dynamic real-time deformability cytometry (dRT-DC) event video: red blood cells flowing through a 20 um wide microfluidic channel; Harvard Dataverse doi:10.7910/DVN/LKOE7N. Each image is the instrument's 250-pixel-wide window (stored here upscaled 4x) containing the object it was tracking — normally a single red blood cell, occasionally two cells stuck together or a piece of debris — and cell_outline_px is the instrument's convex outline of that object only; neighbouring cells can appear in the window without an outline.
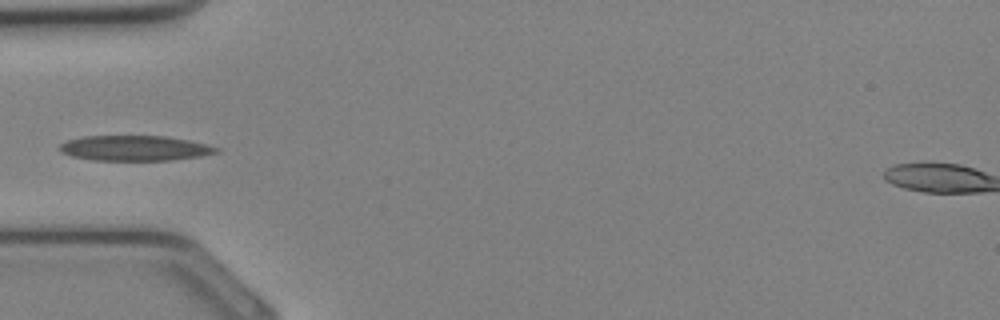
{"species": "Egyptian fruit bat (a non-hibernating species)", "species_latin": "Rousettus aegyptiacus", "temperature_condition": "cold", "stored_images_in_passage": 33, "camera_frame_rate_fps": 3000, "um_per_image_px": 0.085, "animal": {"sex": "female"}, "frame": {"image": 1, "passage_image": 10, "time_ms": 3.0, "image_size_px": [1000, 320], "cell_outline_px": [[220, 152], [200, 156], [172, 160], [92, 160], [72, 156], [64, 152], [60, 148], [60, 144], [68, 140], [84, 136], [164, 136], [188, 140], [220, 148]], "centroid_in_image_um": [11.48, 12.59], "position_along_channel_um": 73.5, "area_um2": 22.77}}
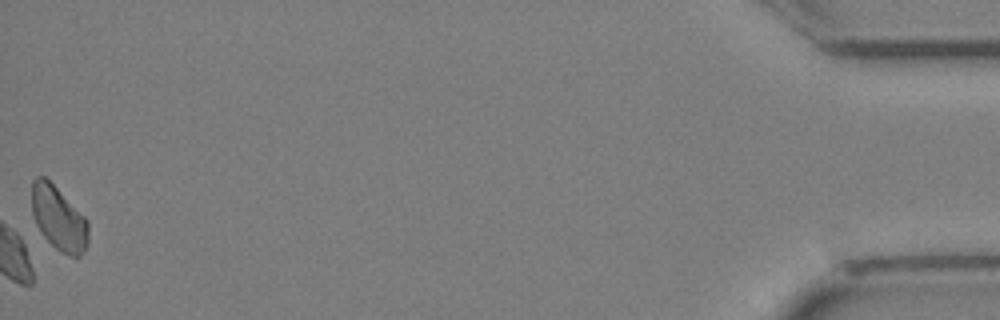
{"frame": {"image": 2, "passage_image": 33, "time_ms": 10.667, "image_size_px": [1000, 320], "cell_outline_px": [[88, 244], [84, 252], [80, 256], [72, 256], [60, 252], [36, 228], [32, 212], [32, 180], [36, 176], [44, 176], [88, 220]], "centroid_in_image_um": [4.97, 18.58], "position_along_channel_um": 430.2, "area_um2": 21.04}}